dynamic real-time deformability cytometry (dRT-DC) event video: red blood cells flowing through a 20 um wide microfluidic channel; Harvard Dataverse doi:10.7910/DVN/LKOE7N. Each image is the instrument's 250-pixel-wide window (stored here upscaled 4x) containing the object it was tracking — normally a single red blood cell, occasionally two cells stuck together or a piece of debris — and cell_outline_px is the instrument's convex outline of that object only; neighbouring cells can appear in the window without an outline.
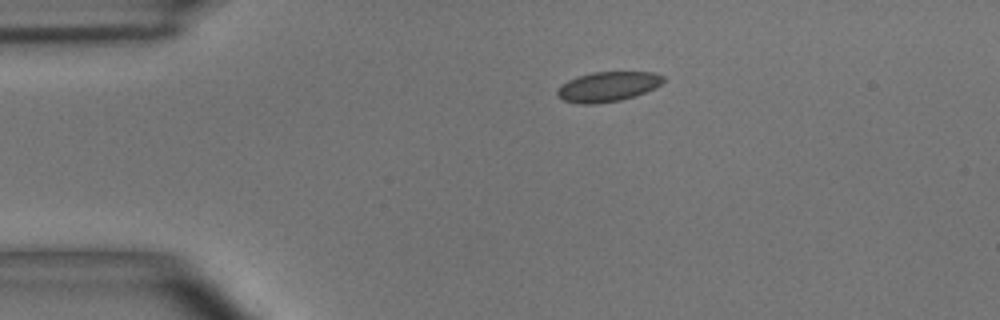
{"species": "common noctule bat (a hibernating species)", "species_latin": "Nyctalus noctula", "temperature_condition": "room temperature", "stored_images_in_passage": 45, "camera_frame_rate_fps": 3000, "um_per_image_px": 0.085, "animal": {"sex": "male", "body_mass_g": 15.6}, "frame": {"image": 1, "passage_image": 1, "time_ms": 0.0, "image_size_px": [1000, 320], "cell_outline_px": [[664, 80], [660, 84], [636, 96], [620, 100], [596, 104], [580, 104], [564, 100], [556, 96], [556, 92], [560, 84], [576, 76], [592, 72], [652, 72], [664, 76]], "centroid_in_image_um": [51.6, 7.36], "position_along_channel_um": 33.4, "area_um2": 18.5}}
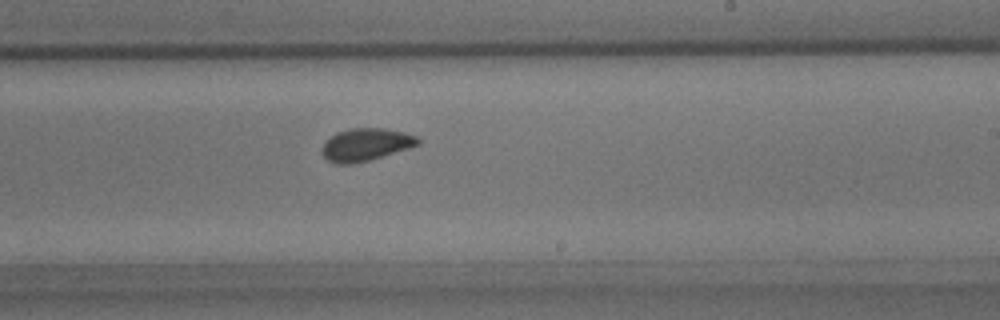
{"frame": {"image": 2, "passage_image": 23, "time_ms": 7.333, "image_size_px": [1000, 320], "cell_outline_px": [[420, 144], [408, 148], [368, 160], [352, 164], [336, 164], [328, 160], [324, 156], [320, 148], [324, 140], [336, 132], [348, 128], [384, 128], [404, 132], [416, 136], [420, 140]], "centroid_in_image_um": [31.04, 12.27], "position_along_channel_um": 258.0, "area_um2": 18.26}}
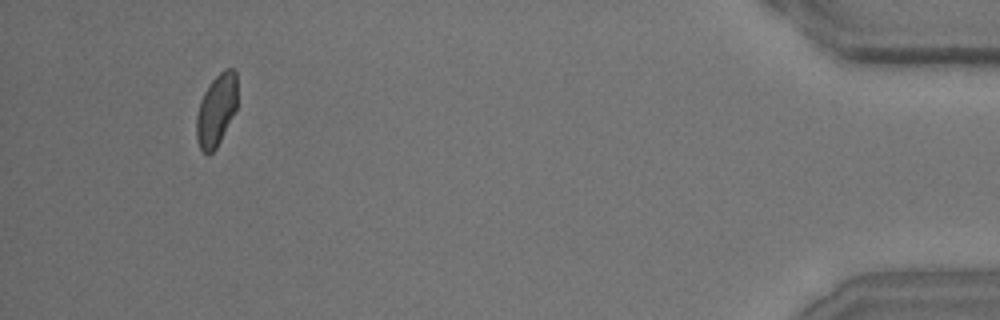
{"frame": {"image": 3, "passage_image": 42, "time_ms": 13.667, "image_size_px": [1000, 320], "cell_outline_px": [[236, 108], [216, 148], [208, 156], [200, 148], [196, 140], [196, 116], [200, 100], [204, 92], [212, 80], [224, 68], [236, 68]], "centroid_in_image_um": [18.37, 9.34], "position_along_channel_um": 416.8, "area_um2": 17.05}, "authors_computed_cell_mechanics": {"area_um2": 18.0914, "velocity_mm_per_s": 3.6099, "shape_relaxation_time_tau1_ms": 4.1883, "shape_relaxation_time_tau2_ms": 0.8918, "deformation_change_tau1": 0.0804, "deformation_change_tau2": 0.0354}}